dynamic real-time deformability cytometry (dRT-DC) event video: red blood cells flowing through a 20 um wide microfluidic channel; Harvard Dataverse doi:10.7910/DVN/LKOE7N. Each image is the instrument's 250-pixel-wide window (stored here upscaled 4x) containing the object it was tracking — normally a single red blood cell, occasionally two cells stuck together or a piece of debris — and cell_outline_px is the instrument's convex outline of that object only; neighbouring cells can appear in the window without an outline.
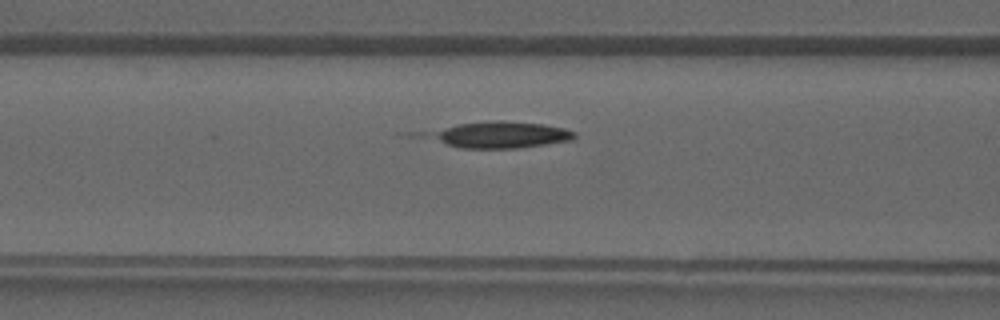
{"species": "common noctule bat (a hibernating species)", "species_latin": "Nyctalus noctula", "temperature_condition": "warm", "stored_images_in_passage": 8, "camera_frame_rate_fps": 3000, "um_per_image_px": 0.085, "animal": {"sex": "male", "forearm_length_mm": 52.5}, "frame": {"image": 1, "passage_image": 6, "time_ms": 1.667, "image_size_px": [1000, 320], "cell_outline_px": [[576, 136], [572, 140], [520, 148], [460, 148], [412, 136], [404, 132], [456, 124], [496, 120], [500, 120], [544, 124], [564, 128], [576, 132]], "centroid_in_image_um": [42.1, 11.44], "position_along_channel_um": 124.5, "area_um2": 24.16}}